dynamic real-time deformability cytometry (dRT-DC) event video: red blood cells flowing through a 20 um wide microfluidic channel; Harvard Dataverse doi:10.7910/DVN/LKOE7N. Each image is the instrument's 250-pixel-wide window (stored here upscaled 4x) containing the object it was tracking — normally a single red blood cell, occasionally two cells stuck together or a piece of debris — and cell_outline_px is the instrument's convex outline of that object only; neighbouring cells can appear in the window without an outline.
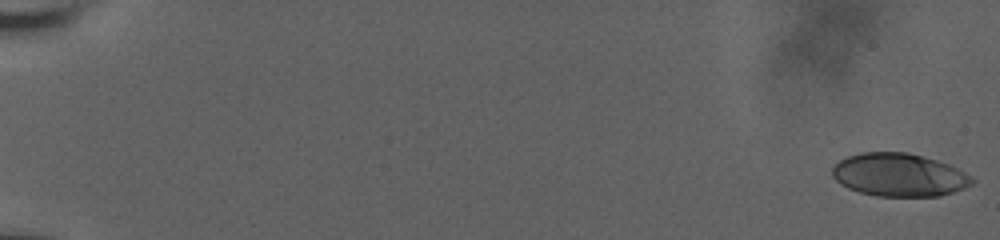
{"species": "human", "species_latin": "Homo sapiens", "temperature_condition": "room temperature", "stored_images_in_passage": 59, "camera_frame_rate_fps": 3000, "um_per_image_px": 0.085, "donor": {"sex": "male"}, "frame": {"image": 1, "passage_image": 1, "time_ms": 0.0, "image_size_px": [1000, 240], "cell_outline_px": [[976, 180], [972, 184], [964, 188], [940, 196], [876, 196], [860, 192], [848, 188], [840, 184], [832, 176], [832, 168], [840, 160], [848, 156], [860, 152], [908, 152], [924, 156], [948, 164], [972, 176]], "centroid_in_image_um": [76.42, 14.86], "position_along_channel_um": 8.6, "area_um2": 35.14}}
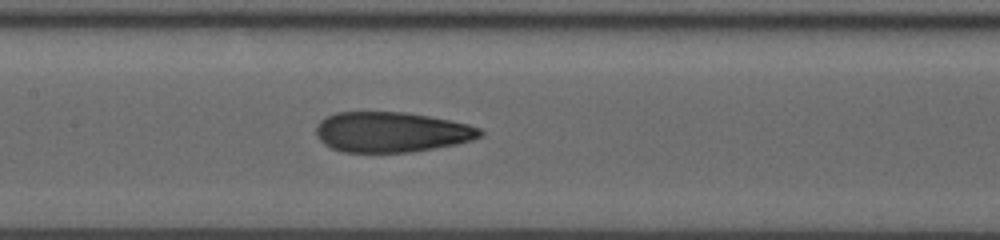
{"frame": {"image": 2, "passage_image": 32, "time_ms": 10.333, "image_size_px": [1000, 240], "cell_outline_px": [[484, 132], [480, 136], [472, 140], [456, 144], [408, 152], [344, 152], [332, 148], [324, 144], [316, 136], [316, 124], [320, 120], [336, 112], [404, 112], [428, 116], [468, 124], [480, 128]], "centroid_in_image_um": [33.24, 11.22], "position_along_channel_um": 174.2, "area_um2": 38.32}}
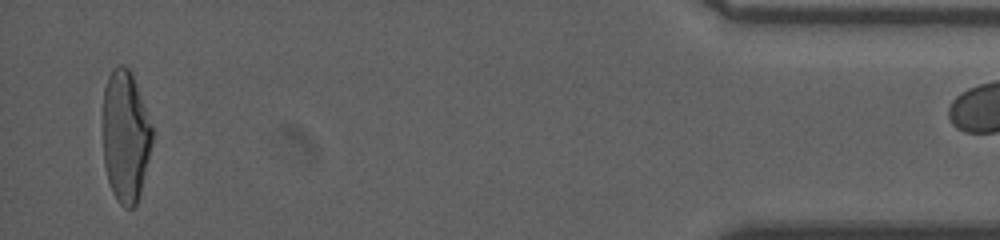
{"frame": {"image": 3, "passage_image": 58, "time_ms": 19.0, "image_size_px": [1000, 240], "cell_outline_px": [[152, 144], [140, 192], [136, 204], [132, 208], [124, 208], [116, 200], [112, 192], [108, 180], [104, 164], [104, 88], [108, 76], [112, 68], [116, 64], [124, 64], [132, 72], [152, 124]], "centroid_in_image_um": [10.67, 11.55], "position_along_channel_um": 424.5, "area_um2": 37.92}}